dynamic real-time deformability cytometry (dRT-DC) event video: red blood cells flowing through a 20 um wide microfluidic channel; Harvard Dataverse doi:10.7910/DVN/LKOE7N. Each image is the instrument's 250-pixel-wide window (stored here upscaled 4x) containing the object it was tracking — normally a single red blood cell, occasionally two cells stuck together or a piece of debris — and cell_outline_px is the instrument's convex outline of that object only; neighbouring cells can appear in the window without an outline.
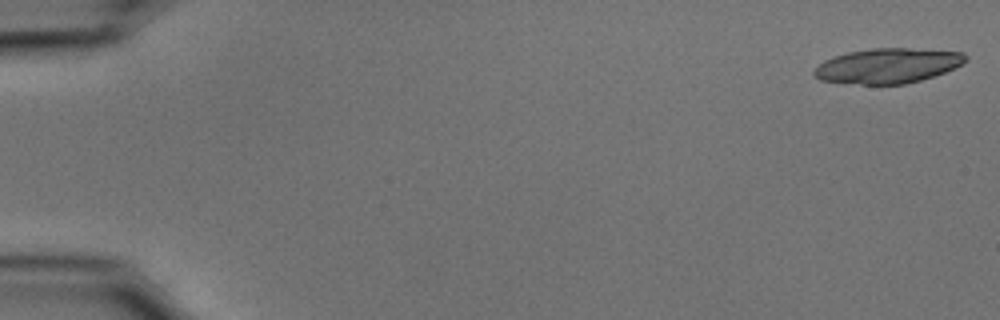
{"species": "common noctule bat (a hibernating species)", "species_latin": "Nyctalus noctula", "temperature_condition": "cold", "stored_images_in_passage": 22, "camera_frame_rate_fps": 3000, "um_per_image_px": 0.085, "animal": {"sex": "male", "body_mass_g": 15.6}, "frame": {"image": 1, "passage_image": 1, "time_ms": 0.0, "image_size_px": [1000, 320], "cell_outline_px": [[968, 60], [964, 64], [944, 72], [920, 80], [904, 84], [860, 84], [820, 80], [812, 72], [824, 60], [832, 56], [848, 52], [872, 48], [908, 48], [964, 52], [968, 56]], "centroid_in_image_um": [75.49, 5.57], "position_along_channel_um": 9.5, "area_um2": 30.81}}